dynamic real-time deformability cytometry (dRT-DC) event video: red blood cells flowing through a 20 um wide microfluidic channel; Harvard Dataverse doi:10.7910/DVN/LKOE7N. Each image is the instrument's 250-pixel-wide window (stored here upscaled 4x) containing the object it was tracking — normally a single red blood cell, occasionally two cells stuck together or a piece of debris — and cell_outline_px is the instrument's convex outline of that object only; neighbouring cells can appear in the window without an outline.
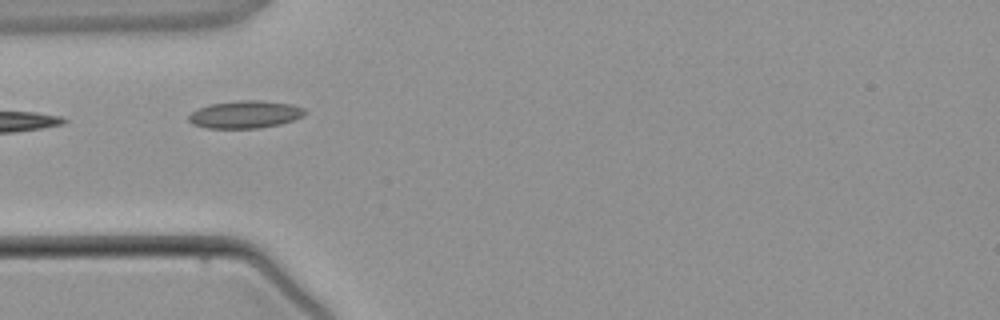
{"species": "common noctule bat (a hibernating species)", "species_latin": "Nyctalus noctula", "temperature_condition": "warm", "stored_images_in_passage": 3, "camera_frame_rate_fps": 3000, "um_per_image_px": 0.085, "animal": {"sex": "male", "body_mass_g": 21.5, "forearm_length_mm": 52.0}, "frame": {"image": 1, "passage_image": 3, "time_ms": 3.333, "image_size_px": [1000, 320], "cell_outline_px": [[308, 112], [304, 116], [280, 124], [260, 128], [208, 128], [192, 124], [188, 120], [188, 116], [192, 112], [208, 104], [236, 100], [260, 100], [292, 104], [304, 108]], "centroid_in_image_um": [20.85, 9.72], "position_along_channel_um": 64.1, "area_um2": 18.79}}